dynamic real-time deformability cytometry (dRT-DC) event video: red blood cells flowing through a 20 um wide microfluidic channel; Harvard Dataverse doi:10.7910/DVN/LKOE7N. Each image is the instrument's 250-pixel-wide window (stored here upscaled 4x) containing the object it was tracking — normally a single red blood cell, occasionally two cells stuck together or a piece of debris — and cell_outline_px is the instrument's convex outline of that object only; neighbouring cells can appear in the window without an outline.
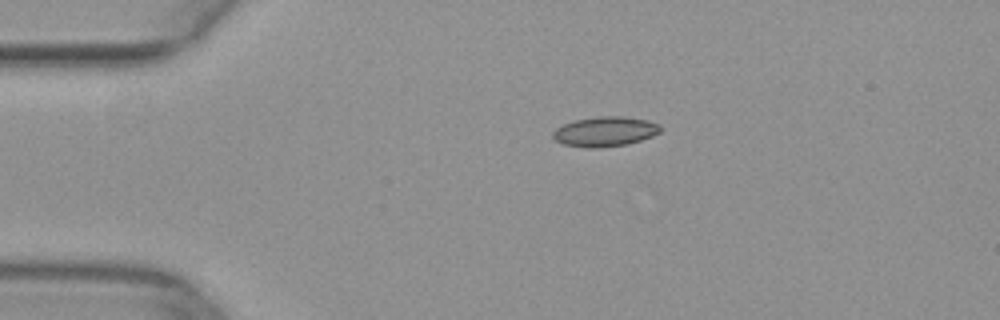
{"species": "common noctule bat (a hibernating species)", "species_latin": "Nyctalus noctula", "temperature_condition": "warm", "stored_images_in_passage": 8, "camera_frame_rate_fps": 3000, "um_per_image_px": 0.085, "animal": {"sex": "female", "body_mass_g": 29.2, "forearm_length_mm": 56.3}, "frame": {"image": 1, "passage_image": 1, "time_ms": 0.0, "image_size_px": [1000, 320], "cell_outline_px": [[660, 132], [652, 136], [628, 144], [600, 148], [588, 148], [564, 144], [556, 140], [552, 136], [552, 132], [556, 128], [564, 124], [576, 120], [600, 116], [624, 116], [648, 120], [660, 124]], "centroid_in_image_um": [51.44, 11.18], "position_along_channel_um": 33.6, "area_um2": 18.67}}
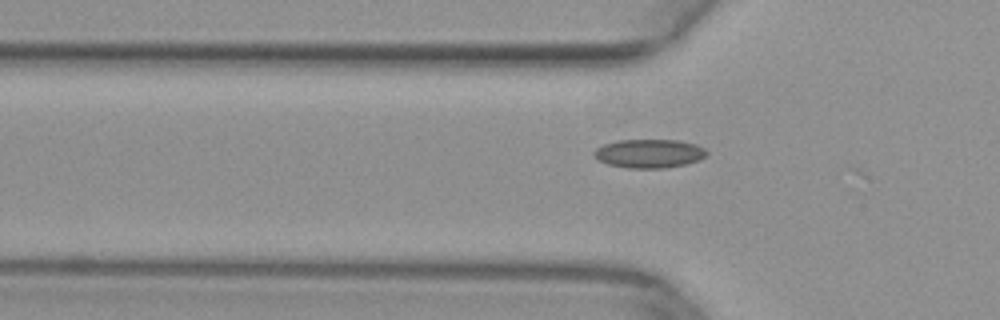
{"frame": {"image": 2, "passage_image": 7, "time_ms": 2.0, "image_size_px": [1000, 320], "cell_outline_px": [[708, 152], [700, 160], [684, 164], [664, 168], [628, 168], [608, 164], [600, 160], [592, 152], [596, 148], [604, 144], [616, 140], [680, 140], [696, 144], [704, 148]], "centroid_in_image_um": [55.19, 13.04], "position_along_channel_um": 70.6, "area_um2": 18.79}}